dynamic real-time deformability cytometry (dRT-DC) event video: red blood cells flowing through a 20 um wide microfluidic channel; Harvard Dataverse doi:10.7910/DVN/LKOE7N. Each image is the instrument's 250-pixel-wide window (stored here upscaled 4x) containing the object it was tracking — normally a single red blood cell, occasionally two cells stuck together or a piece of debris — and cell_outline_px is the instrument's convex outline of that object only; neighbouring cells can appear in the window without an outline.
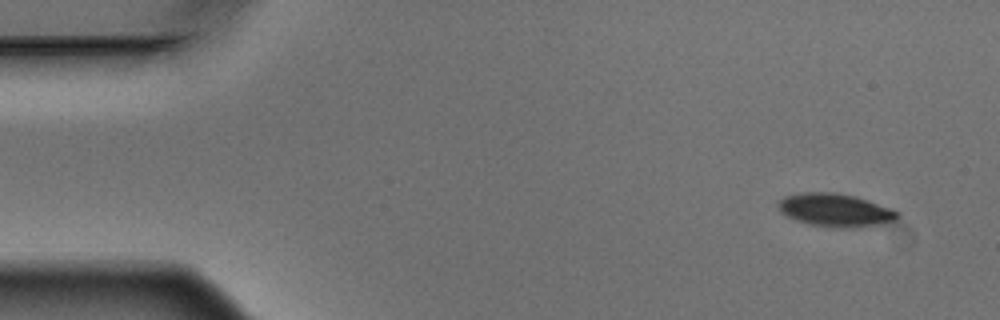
{"species": "Egyptian fruit bat (a non-hibernating species)", "species_latin": "Rousettus aegyptiacus", "temperature_condition": "warm", "stored_images_in_passage": 4, "camera_frame_rate_fps": 3000, "um_per_image_px": 0.085, "animal": {"sex": "male"}, "frame": {"image": 1, "passage_image": 1, "time_ms": 0.0, "image_size_px": [1000, 320], "cell_outline_px": [[900, 216], [896, 220], [884, 224], [844, 228], [832, 228], [808, 224], [796, 220], [780, 212], [776, 204], [784, 196], [800, 192], [836, 192], [856, 196], [892, 208], [900, 212]], "centroid_in_image_um": [71.01, 17.85], "position_along_channel_um": 14.0, "area_um2": 23.41}}
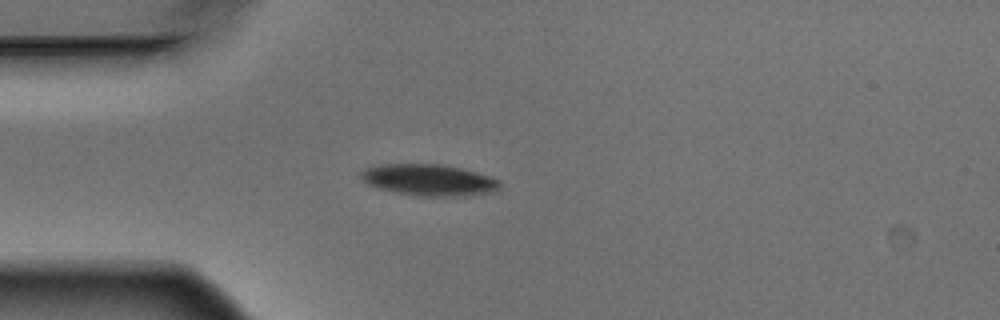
{"frame": {"image": 2, "passage_image": 4, "time_ms": 1.0, "image_size_px": [1000, 320], "cell_outline_px": [[500, 188], [492, 192], [464, 196], [420, 196], [392, 192], [368, 184], [360, 176], [360, 172], [364, 168], [380, 164], [440, 164], [460, 168], [476, 172], [500, 180]], "centroid_in_image_um": [36.45, 15.3], "position_along_channel_um": 48.6, "area_um2": 25.43}}